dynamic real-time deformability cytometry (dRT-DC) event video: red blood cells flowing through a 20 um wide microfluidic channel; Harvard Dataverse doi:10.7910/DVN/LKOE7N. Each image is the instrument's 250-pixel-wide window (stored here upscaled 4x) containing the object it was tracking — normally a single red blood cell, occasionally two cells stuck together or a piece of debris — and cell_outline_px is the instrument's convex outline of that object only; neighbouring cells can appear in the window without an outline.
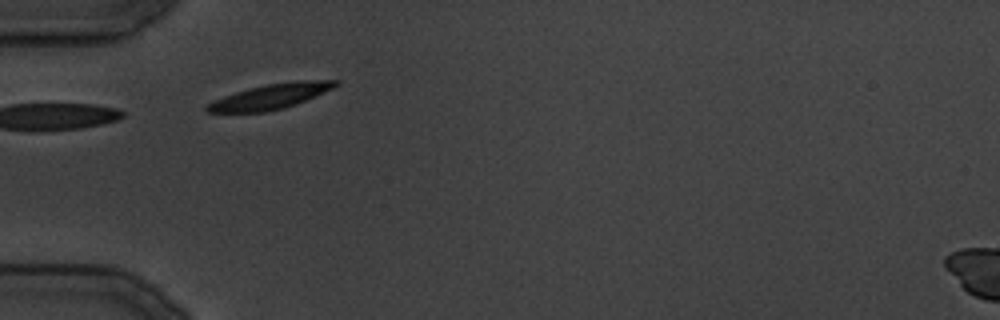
{"species": "common noctule bat (a hibernating species)", "species_latin": "Nyctalus noctula", "temperature_condition": "cold", "stored_images_in_passage": 25, "camera_frame_rate_fps": 3000, "um_per_image_px": 0.085, "animal": {"sex": "male", "body_mass_g": 19.5, "forearm_length_mm": 54.6}, "frame": {"image": 1, "passage_image": 1, "time_ms": 0.0, "image_size_px": [1000, 320], "cell_outline_px": [[340, 84], [324, 92], [296, 104], [284, 108], [264, 112], [208, 112], [204, 108], [208, 104], [224, 96], [236, 92], [268, 84], [296, 80], [340, 80]], "centroid_in_image_um": [23.04, 8.19], "position_along_channel_um": 62.0, "area_um2": 18.44}}
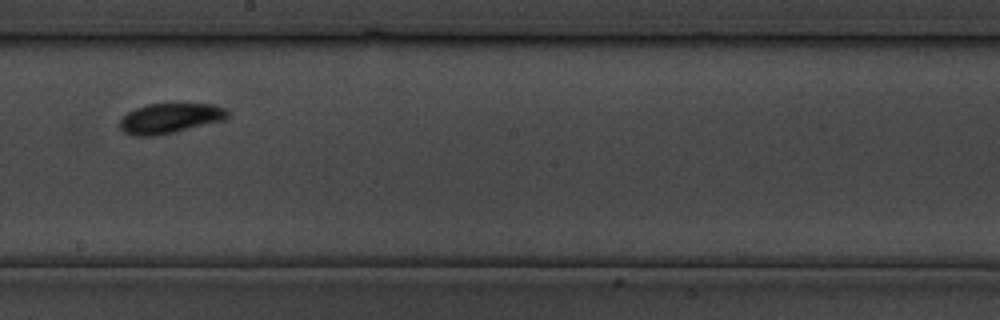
{"frame": {"image": 2, "passage_image": 10, "time_ms": 11.333, "image_size_px": [1000, 320], "cell_outline_px": [[232, 112], [228, 120], [176, 132], [152, 136], [132, 136], [124, 132], [120, 128], [120, 120], [128, 112], [136, 108], [148, 104], [212, 104], [224, 108]], "centroid_in_image_um": [14.52, 10.06], "position_along_channel_um": 233.7, "area_um2": 19.19}}
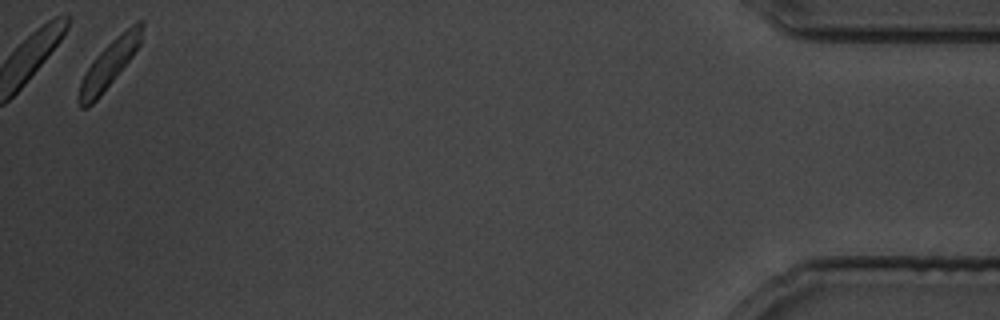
{"frame": {"image": 3, "passage_image": 24, "time_ms": 28.667, "image_size_px": [1000, 320], "cell_outline_px": [[144, 24], [140, 44], [132, 56], [100, 96], [92, 104], [84, 108], [80, 108], [76, 100], [76, 96], [84, 72], [92, 60], [116, 36], [136, 20], [144, 20]], "centroid_in_image_um": [9.26, 5.44], "position_along_channel_um": 425.9, "area_um2": 17.28}}